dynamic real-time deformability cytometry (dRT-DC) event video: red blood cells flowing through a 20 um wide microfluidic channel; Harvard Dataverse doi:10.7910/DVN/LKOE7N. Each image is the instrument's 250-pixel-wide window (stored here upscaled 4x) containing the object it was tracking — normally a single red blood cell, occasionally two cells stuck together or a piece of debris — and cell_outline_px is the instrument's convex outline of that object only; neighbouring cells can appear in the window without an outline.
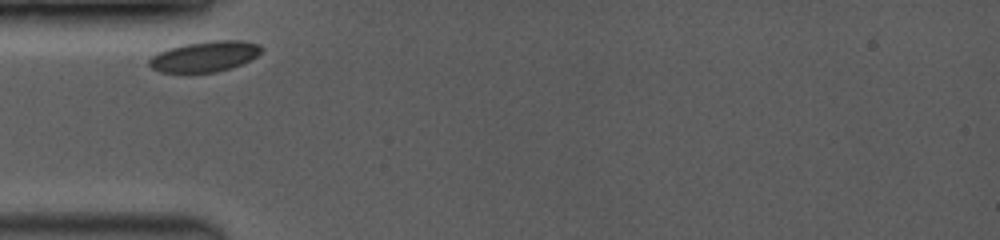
{"species": "common noctule bat (a hibernating species)", "species_latin": "Nyctalus noctula", "temperature_condition": "room temperature", "stored_images_in_passage": 6, "camera_frame_rate_fps": 3500, "um_per_image_px": 0.085, "animal": {"sex": "female", "body_mass_g": 19.0, "forearm_length_mm": 53.3}, "frame": {"image": 1, "passage_image": 1, "time_ms": 0.0, "image_size_px": [1000, 240], "cell_outline_px": [[264, 48], [256, 56], [240, 64], [216, 72], [160, 72], [152, 68], [148, 64], [148, 60], [152, 56], [168, 48], [184, 44], [216, 40], [240, 40], [260, 44]], "centroid_in_image_um": [17.39, 4.79], "position_along_channel_um": 67.6, "area_um2": 19.77}}
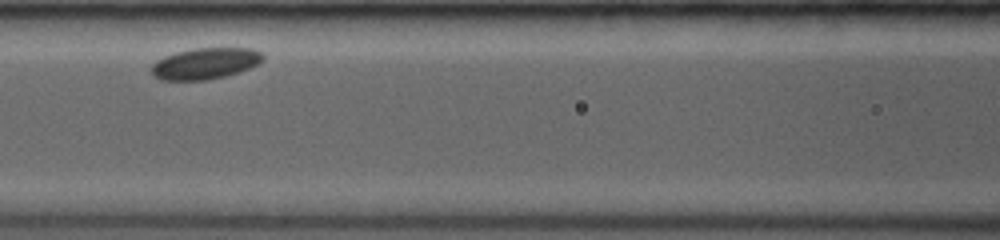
{"frame": {"image": 2, "passage_image": 3, "time_ms": 2.286, "image_size_px": [1000, 240], "cell_outline_px": [[264, 60], [260, 64], [240, 72], [208, 80], [160, 80], [152, 76], [152, 64], [156, 60], [164, 56], [176, 52], [192, 48], [252, 48], [260, 52], [264, 56]], "centroid_in_image_um": [17.45, 5.4], "position_along_channel_um": 149.1, "area_um2": 20.58}}
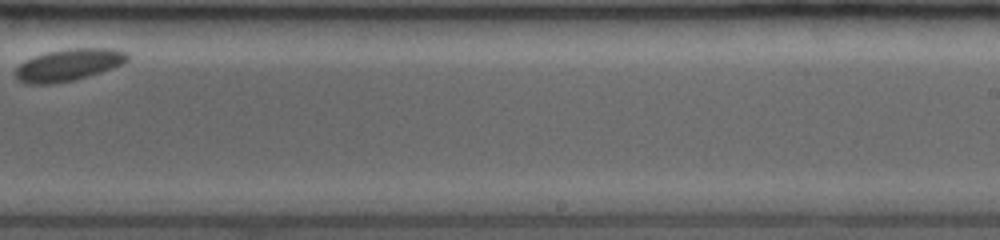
{"frame": {"image": 3, "passage_image": 6, "time_ms": 6.0, "image_size_px": [1000, 240], "cell_outline_px": [[128, 60], [124, 64], [88, 76], [72, 80], [52, 84], [24, 84], [16, 76], [16, 68], [20, 64], [36, 56], [48, 52], [68, 48], [112, 48], [128, 52]], "centroid_in_image_um": [5.87, 5.51], "position_along_channel_um": 283.1, "area_um2": 20.69}}